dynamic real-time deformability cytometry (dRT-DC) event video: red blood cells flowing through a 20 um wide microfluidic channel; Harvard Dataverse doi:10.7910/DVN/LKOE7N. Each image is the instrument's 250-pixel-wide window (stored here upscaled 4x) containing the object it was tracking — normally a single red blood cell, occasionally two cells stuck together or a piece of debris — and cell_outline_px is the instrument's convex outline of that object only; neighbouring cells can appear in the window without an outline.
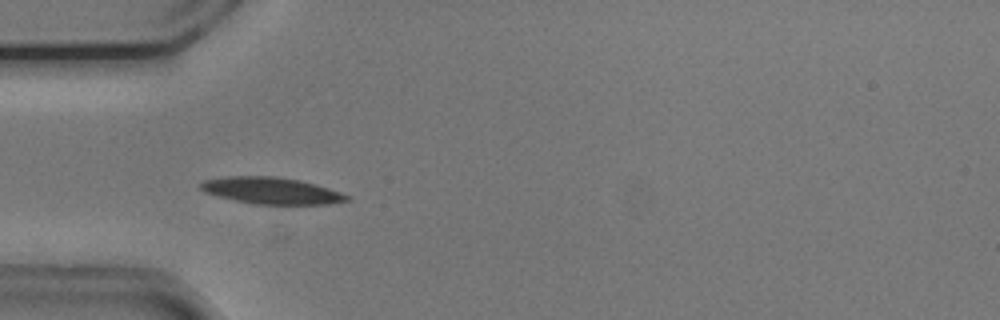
{"species": "common noctule bat (a hibernating species)", "species_latin": "Nyctalus noctula", "temperature_condition": "cold", "stored_images_in_passage": 55, "camera_frame_rate_fps": 3000, "um_per_image_px": 0.085, "animal": {"sex": "male", "body_mass_g": 20.5, "forearm_length_mm": 52.5}, "frame": {"image": 1, "passage_image": 17, "time_ms": 5.333, "image_size_px": [1000, 320], "cell_outline_px": [[352, 200], [328, 204], [256, 204], [216, 196], [204, 192], [200, 188], [200, 184], [204, 180], [228, 176], [276, 176], [300, 180], [328, 188], [340, 192], [348, 196]], "centroid_in_image_um": [23.06, 16.2], "position_along_channel_um": 61.9, "area_um2": 22.6}}
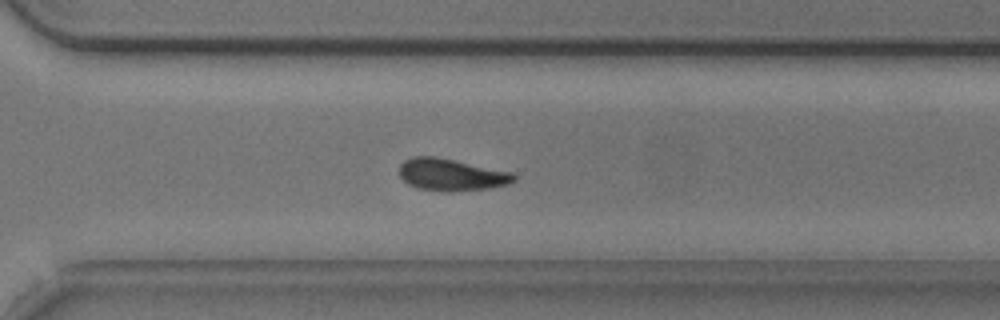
{"frame": {"image": 2, "passage_image": 39, "time_ms": 12.667, "image_size_px": [1000, 320], "cell_outline_px": [[516, 180], [508, 184], [492, 188], [452, 192], [440, 192], [416, 188], [408, 184], [400, 176], [400, 164], [404, 160], [412, 156], [436, 156], [512, 172], [516, 176]], "centroid_in_image_um": [38.36, 14.86], "position_along_channel_um": 332.2, "area_um2": 21.73}}
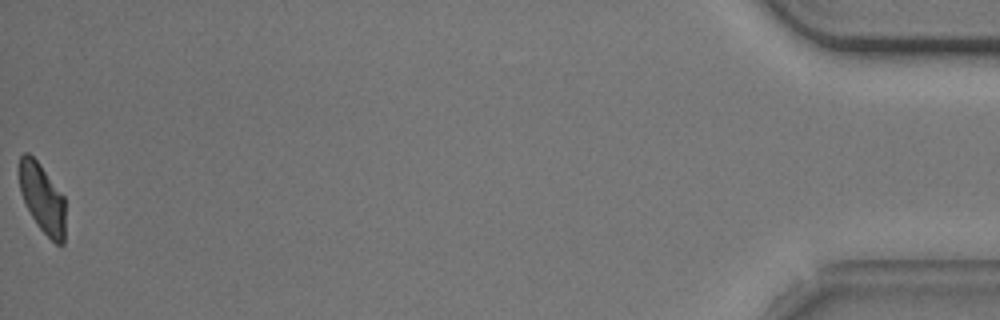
{"frame": {"image": 3, "passage_image": 55, "time_ms": 18.0, "image_size_px": [1000, 320], "cell_outline_px": [[64, 244], [56, 244], [36, 224], [20, 192], [16, 172], [20, 156], [24, 152], [28, 152], [40, 164], [64, 196]], "centroid_in_image_um": [3.55, 16.79], "position_along_channel_um": 431.7, "area_um2": 18.73}, "authors_computed_cell_mechanics": {"area_um2": 21.5016, "velocity_mm_per_s": 3.7105, "shape_relaxation_time_tau1_ms": 2.7346, "shape_relaxation_time_tau2_ms": 10.3288, "deformation_change_tau1": 0.1349, "deformation_change_tau2": 0.1659}}